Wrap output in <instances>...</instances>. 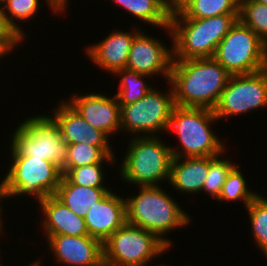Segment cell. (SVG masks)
<instances>
[{"instance_id":"obj_39","label":"cell","mask_w":267,"mask_h":266,"mask_svg":"<svg viewBox=\"0 0 267 266\" xmlns=\"http://www.w3.org/2000/svg\"><path fill=\"white\" fill-rule=\"evenodd\" d=\"M7 0H0V7L6 2Z\"/></svg>"},{"instance_id":"obj_27","label":"cell","mask_w":267,"mask_h":266,"mask_svg":"<svg viewBox=\"0 0 267 266\" xmlns=\"http://www.w3.org/2000/svg\"><path fill=\"white\" fill-rule=\"evenodd\" d=\"M259 193L247 206L254 245L267 258V197Z\"/></svg>"},{"instance_id":"obj_10","label":"cell","mask_w":267,"mask_h":266,"mask_svg":"<svg viewBox=\"0 0 267 266\" xmlns=\"http://www.w3.org/2000/svg\"><path fill=\"white\" fill-rule=\"evenodd\" d=\"M213 58L231 75L250 74L267 67V45L238 19Z\"/></svg>"},{"instance_id":"obj_20","label":"cell","mask_w":267,"mask_h":266,"mask_svg":"<svg viewBox=\"0 0 267 266\" xmlns=\"http://www.w3.org/2000/svg\"><path fill=\"white\" fill-rule=\"evenodd\" d=\"M42 0H7L1 6L2 20L5 27L8 30L14 32L24 42L27 39V33L21 27L20 22L28 23L30 20H34V16L40 13V7L43 6ZM45 4L50 8L52 14H65L67 10L58 0H43ZM28 21V22H27Z\"/></svg>"},{"instance_id":"obj_17","label":"cell","mask_w":267,"mask_h":266,"mask_svg":"<svg viewBox=\"0 0 267 266\" xmlns=\"http://www.w3.org/2000/svg\"><path fill=\"white\" fill-rule=\"evenodd\" d=\"M58 102L50 116L58 124L67 144L86 143L91 146L112 147L110 138L101 130L91 126L63 97Z\"/></svg>"},{"instance_id":"obj_21","label":"cell","mask_w":267,"mask_h":266,"mask_svg":"<svg viewBox=\"0 0 267 266\" xmlns=\"http://www.w3.org/2000/svg\"><path fill=\"white\" fill-rule=\"evenodd\" d=\"M108 1V0H107ZM119 8H123L131 17L141 21L143 25H151L158 30L166 31L171 38L169 27L170 14L167 8V0H109Z\"/></svg>"},{"instance_id":"obj_37","label":"cell","mask_w":267,"mask_h":266,"mask_svg":"<svg viewBox=\"0 0 267 266\" xmlns=\"http://www.w3.org/2000/svg\"><path fill=\"white\" fill-rule=\"evenodd\" d=\"M250 1H255L260 4H267V0H250Z\"/></svg>"},{"instance_id":"obj_2","label":"cell","mask_w":267,"mask_h":266,"mask_svg":"<svg viewBox=\"0 0 267 266\" xmlns=\"http://www.w3.org/2000/svg\"><path fill=\"white\" fill-rule=\"evenodd\" d=\"M162 186H139L137 195L125 196L126 223L152 232L171 248L173 241L166 236L186 228L192 218Z\"/></svg>"},{"instance_id":"obj_29","label":"cell","mask_w":267,"mask_h":266,"mask_svg":"<svg viewBox=\"0 0 267 266\" xmlns=\"http://www.w3.org/2000/svg\"><path fill=\"white\" fill-rule=\"evenodd\" d=\"M238 19L267 45V4L240 0Z\"/></svg>"},{"instance_id":"obj_12","label":"cell","mask_w":267,"mask_h":266,"mask_svg":"<svg viewBox=\"0 0 267 266\" xmlns=\"http://www.w3.org/2000/svg\"><path fill=\"white\" fill-rule=\"evenodd\" d=\"M143 29L134 36L126 69L152 78L159 75L168 82L173 63L172 37L168 47L163 40L146 34Z\"/></svg>"},{"instance_id":"obj_4","label":"cell","mask_w":267,"mask_h":266,"mask_svg":"<svg viewBox=\"0 0 267 266\" xmlns=\"http://www.w3.org/2000/svg\"><path fill=\"white\" fill-rule=\"evenodd\" d=\"M219 120L213 110L207 108L175 106L169 120L167 132L174 133L179 140L171 146L173 157L218 156L228 147L213 123ZM212 125V126H211ZM223 140V141H222Z\"/></svg>"},{"instance_id":"obj_33","label":"cell","mask_w":267,"mask_h":266,"mask_svg":"<svg viewBox=\"0 0 267 266\" xmlns=\"http://www.w3.org/2000/svg\"><path fill=\"white\" fill-rule=\"evenodd\" d=\"M0 238L2 236L3 237V234L2 233H5V228H4V220L2 219L3 218V208H2V203L8 199H5L6 198V194H5V186H4V179H0ZM4 200V201H3ZM2 201V202H1Z\"/></svg>"},{"instance_id":"obj_34","label":"cell","mask_w":267,"mask_h":266,"mask_svg":"<svg viewBox=\"0 0 267 266\" xmlns=\"http://www.w3.org/2000/svg\"><path fill=\"white\" fill-rule=\"evenodd\" d=\"M0 35H16L11 30H8L2 20L1 7H0Z\"/></svg>"},{"instance_id":"obj_8","label":"cell","mask_w":267,"mask_h":266,"mask_svg":"<svg viewBox=\"0 0 267 266\" xmlns=\"http://www.w3.org/2000/svg\"><path fill=\"white\" fill-rule=\"evenodd\" d=\"M170 248L155 234L125 223L103 242L104 266H149Z\"/></svg>"},{"instance_id":"obj_7","label":"cell","mask_w":267,"mask_h":266,"mask_svg":"<svg viewBox=\"0 0 267 266\" xmlns=\"http://www.w3.org/2000/svg\"><path fill=\"white\" fill-rule=\"evenodd\" d=\"M9 157L10 167L2 175L6 199L30 196L37 202L56 194L62 172L53 162L30 156Z\"/></svg>"},{"instance_id":"obj_26","label":"cell","mask_w":267,"mask_h":266,"mask_svg":"<svg viewBox=\"0 0 267 266\" xmlns=\"http://www.w3.org/2000/svg\"><path fill=\"white\" fill-rule=\"evenodd\" d=\"M228 149L218 156H208V174L202 187V196L205 193L209 195L208 197L217 200L221 194L228 173L237 164L236 161L234 163L233 160H230L231 157H223L226 155Z\"/></svg>"},{"instance_id":"obj_35","label":"cell","mask_w":267,"mask_h":266,"mask_svg":"<svg viewBox=\"0 0 267 266\" xmlns=\"http://www.w3.org/2000/svg\"><path fill=\"white\" fill-rule=\"evenodd\" d=\"M2 256L0 255V266H4L2 263L3 262H1L2 260V258H1ZM38 260H34V261H32V263H28V265H26V266H42V260L40 259V258H37Z\"/></svg>"},{"instance_id":"obj_31","label":"cell","mask_w":267,"mask_h":266,"mask_svg":"<svg viewBox=\"0 0 267 266\" xmlns=\"http://www.w3.org/2000/svg\"><path fill=\"white\" fill-rule=\"evenodd\" d=\"M23 40L17 35H0V62L6 56L12 53L17 46H23ZM22 44V45H21Z\"/></svg>"},{"instance_id":"obj_15","label":"cell","mask_w":267,"mask_h":266,"mask_svg":"<svg viewBox=\"0 0 267 266\" xmlns=\"http://www.w3.org/2000/svg\"><path fill=\"white\" fill-rule=\"evenodd\" d=\"M137 27V28H136ZM132 29L112 30L103 40L91 43L85 47V55L90 62L103 72L114 74L116 71L126 68L130 47L134 36L141 30L139 24Z\"/></svg>"},{"instance_id":"obj_28","label":"cell","mask_w":267,"mask_h":266,"mask_svg":"<svg viewBox=\"0 0 267 266\" xmlns=\"http://www.w3.org/2000/svg\"><path fill=\"white\" fill-rule=\"evenodd\" d=\"M240 0H193L181 13L186 18L202 19L223 14H239Z\"/></svg>"},{"instance_id":"obj_30","label":"cell","mask_w":267,"mask_h":266,"mask_svg":"<svg viewBox=\"0 0 267 266\" xmlns=\"http://www.w3.org/2000/svg\"><path fill=\"white\" fill-rule=\"evenodd\" d=\"M106 163L89 164L76 168H62V175L71 183L84 187H108L104 167Z\"/></svg>"},{"instance_id":"obj_16","label":"cell","mask_w":267,"mask_h":266,"mask_svg":"<svg viewBox=\"0 0 267 266\" xmlns=\"http://www.w3.org/2000/svg\"><path fill=\"white\" fill-rule=\"evenodd\" d=\"M121 195L111 190L103 199L90 206L84 217L89 236L103 243L126 223V201L124 194Z\"/></svg>"},{"instance_id":"obj_14","label":"cell","mask_w":267,"mask_h":266,"mask_svg":"<svg viewBox=\"0 0 267 266\" xmlns=\"http://www.w3.org/2000/svg\"><path fill=\"white\" fill-rule=\"evenodd\" d=\"M62 266H104L103 243L92 236L43 235Z\"/></svg>"},{"instance_id":"obj_1","label":"cell","mask_w":267,"mask_h":266,"mask_svg":"<svg viewBox=\"0 0 267 266\" xmlns=\"http://www.w3.org/2000/svg\"><path fill=\"white\" fill-rule=\"evenodd\" d=\"M231 74L213 57L173 60L169 83L177 106L213 110Z\"/></svg>"},{"instance_id":"obj_36","label":"cell","mask_w":267,"mask_h":266,"mask_svg":"<svg viewBox=\"0 0 267 266\" xmlns=\"http://www.w3.org/2000/svg\"><path fill=\"white\" fill-rule=\"evenodd\" d=\"M66 9H68V5H70V0H58ZM69 3V4H68Z\"/></svg>"},{"instance_id":"obj_25","label":"cell","mask_w":267,"mask_h":266,"mask_svg":"<svg viewBox=\"0 0 267 266\" xmlns=\"http://www.w3.org/2000/svg\"><path fill=\"white\" fill-rule=\"evenodd\" d=\"M238 163L228 173L223 184L221 194L219 195L218 202H238L242 201L244 208L259 194L248 188L247 178L245 179L244 173L240 170ZM243 173V174H242Z\"/></svg>"},{"instance_id":"obj_13","label":"cell","mask_w":267,"mask_h":266,"mask_svg":"<svg viewBox=\"0 0 267 266\" xmlns=\"http://www.w3.org/2000/svg\"><path fill=\"white\" fill-rule=\"evenodd\" d=\"M65 101L91 126L104 132L109 138L121 132L120 104L116 95L89 92L73 93Z\"/></svg>"},{"instance_id":"obj_11","label":"cell","mask_w":267,"mask_h":266,"mask_svg":"<svg viewBox=\"0 0 267 266\" xmlns=\"http://www.w3.org/2000/svg\"><path fill=\"white\" fill-rule=\"evenodd\" d=\"M267 108V67L261 71L231 75L213 109L218 120Z\"/></svg>"},{"instance_id":"obj_22","label":"cell","mask_w":267,"mask_h":266,"mask_svg":"<svg viewBox=\"0 0 267 266\" xmlns=\"http://www.w3.org/2000/svg\"><path fill=\"white\" fill-rule=\"evenodd\" d=\"M110 191V187L78 186L62 175L55 196L77 216L84 218L90 206L103 199Z\"/></svg>"},{"instance_id":"obj_32","label":"cell","mask_w":267,"mask_h":266,"mask_svg":"<svg viewBox=\"0 0 267 266\" xmlns=\"http://www.w3.org/2000/svg\"><path fill=\"white\" fill-rule=\"evenodd\" d=\"M193 0H167V8L170 16L181 12Z\"/></svg>"},{"instance_id":"obj_19","label":"cell","mask_w":267,"mask_h":266,"mask_svg":"<svg viewBox=\"0 0 267 266\" xmlns=\"http://www.w3.org/2000/svg\"><path fill=\"white\" fill-rule=\"evenodd\" d=\"M208 174V156L173 157L169 186L183 194H200Z\"/></svg>"},{"instance_id":"obj_24","label":"cell","mask_w":267,"mask_h":266,"mask_svg":"<svg viewBox=\"0 0 267 266\" xmlns=\"http://www.w3.org/2000/svg\"><path fill=\"white\" fill-rule=\"evenodd\" d=\"M113 76L121 79L117 87L118 92L115 94L120 105H128L138 101L155 87L152 85V82H149V78L152 79L151 76L143 75L126 68L116 71Z\"/></svg>"},{"instance_id":"obj_38","label":"cell","mask_w":267,"mask_h":266,"mask_svg":"<svg viewBox=\"0 0 267 266\" xmlns=\"http://www.w3.org/2000/svg\"><path fill=\"white\" fill-rule=\"evenodd\" d=\"M150 266H168V265L167 264H163V263L162 264L160 263V264L156 265V263H155L154 265H150Z\"/></svg>"},{"instance_id":"obj_6","label":"cell","mask_w":267,"mask_h":266,"mask_svg":"<svg viewBox=\"0 0 267 266\" xmlns=\"http://www.w3.org/2000/svg\"><path fill=\"white\" fill-rule=\"evenodd\" d=\"M21 121L11 133L8 154L42 158L62 169L68 160V144L55 120L48 114H37Z\"/></svg>"},{"instance_id":"obj_5","label":"cell","mask_w":267,"mask_h":266,"mask_svg":"<svg viewBox=\"0 0 267 266\" xmlns=\"http://www.w3.org/2000/svg\"><path fill=\"white\" fill-rule=\"evenodd\" d=\"M127 140L126 153L117 166L120 181L133 185V189L169 183L173 158L169 144L160 136H135Z\"/></svg>"},{"instance_id":"obj_18","label":"cell","mask_w":267,"mask_h":266,"mask_svg":"<svg viewBox=\"0 0 267 266\" xmlns=\"http://www.w3.org/2000/svg\"><path fill=\"white\" fill-rule=\"evenodd\" d=\"M39 219L43 235L88 236V230L83 217L77 216L55 195H50L39 201Z\"/></svg>"},{"instance_id":"obj_9","label":"cell","mask_w":267,"mask_h":266,"mask_svg":"<svg viewBox=\"0 0 267 266\" xmlns=\"http://www.w3.org/2000/svg\"><path fill=\"white\" fill-rule=\"evenodd\" d=\"M166 83L169 87H165V92L154 87L138 101L120 105L121 132L125 137L160 136L161 133H167L176 104L172 87L169 82Z\"/></svg>"},{"instance_id":"obj_3","label":"cell","mask_w":267,"mask_h":266,"mask_svg":"<svg viewBox=\"0 0 267 266\" xmlns=\"http://www.w3.org/2000/svg\"><path fill=\"white\" fill-rule=\"evenodd\" d=\"M238 18L239 14H223L194 19L181 12L170 16L173 60L214 57L218 44Z\"/></svg>"},{"instance_id":"obj_23","label":"cell","mask_w":267,"mask_h":266,"mask_svg":"<svg viewBox=\"0 0 267 266\" xmlns=\"http://www.w3.org/2000/svg\"><path fill=\"white\" fill-rule=\"evenodd\" d=\"M113 147L91 146L86 143L68 144V160L63 168H76L95 163L116 166V153Z\"/></svg>"}]
</instances>
